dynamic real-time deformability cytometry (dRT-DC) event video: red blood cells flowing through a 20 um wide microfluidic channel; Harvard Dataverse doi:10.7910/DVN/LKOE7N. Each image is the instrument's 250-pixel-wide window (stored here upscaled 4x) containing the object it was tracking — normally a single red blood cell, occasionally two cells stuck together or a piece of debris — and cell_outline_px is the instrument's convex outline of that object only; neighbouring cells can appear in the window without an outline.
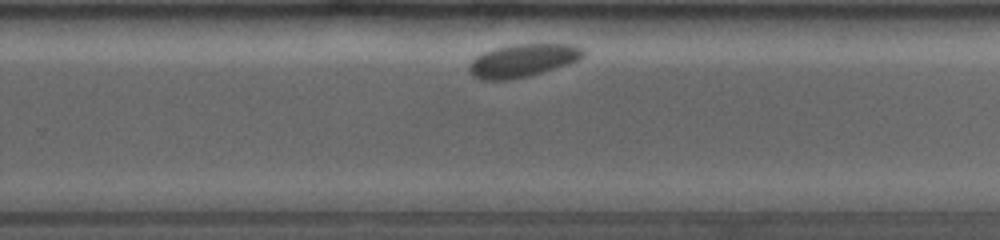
{"species": "common noctule bat (a hibernating species)", "species_latin": "Nyctalus noctula", "temperature_condition": "room temperature", "stored_images_in_passage": 9, "camera_frame_rate_fps": 4000, "um_per_image_px": 0.085, "animal": {"sex": "female", "body_mass_g": 19.0, "forearm_length_mm": 53.3}, "frame": {"image": 1, "passage_image": 7, "time_ms": 6.25, "image_size_px": [1000, 240], "cell_outline_px": [[584, 56], [580, 60], [568, 64], [528, 76], [508, 80], [480, 80], [472, 76], [468, 72], [468, 64], [476, 56], [484, 52], [496, 48], [512, 44], [576, 44], [584, 52]], "centroid_in_image_um": [44.4, 5.15], "position_along_channel_um": 285.4, "area_um2": 22.02}}
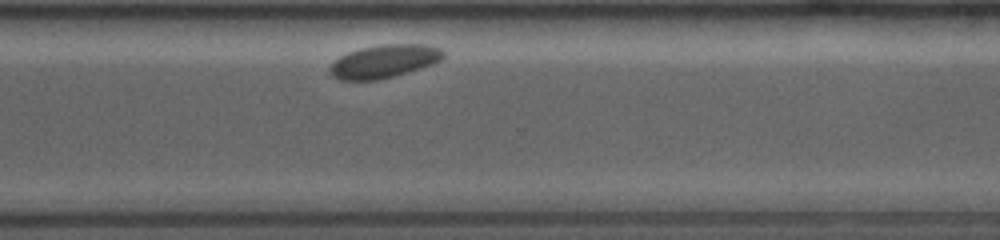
{"frame": {"image": 2, "passage_image": 9, "time_ms": 7.75, "image_size_px": [1000, 240], "cell_outline_px": [[448, 52], [440, 60], [432, 64], [408, 72], [376, 80], [340, 80], [332, 76], [328, 72], [328, 68], [340, 56], [348, 52], [360, 48], [380, 44], [428, 44], [440, 48]], "centroid_in_image_um": [32.66, 5.2], "position_along_channel_um": 337.9, "area_um2": 22.02}}